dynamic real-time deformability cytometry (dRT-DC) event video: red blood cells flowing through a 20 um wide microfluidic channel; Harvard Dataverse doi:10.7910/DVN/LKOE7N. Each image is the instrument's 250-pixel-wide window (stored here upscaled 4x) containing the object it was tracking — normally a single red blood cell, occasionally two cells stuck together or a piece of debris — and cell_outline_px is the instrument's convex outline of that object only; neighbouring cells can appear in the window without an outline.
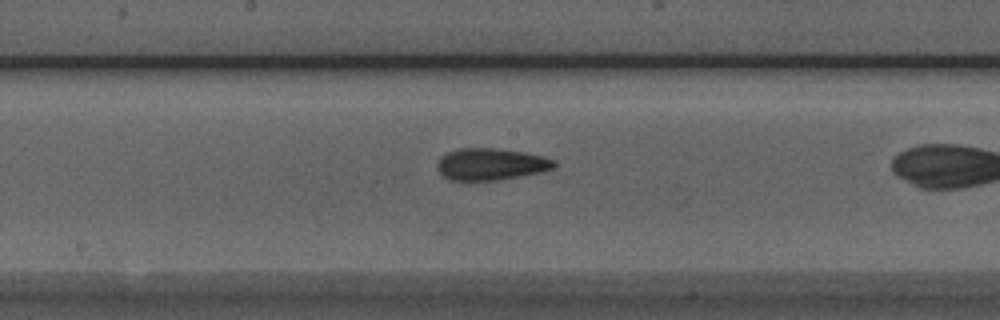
{"species": "Egyptian fruit bat (a non-hibernating species)", "species_latin": "Rousettus aegyptiacus", "temperature_condition": "room temperature", "stored_images_in_passage": 26, "camera_frame_rate_fps": 3000, "um_per_image_px": 0.085, "animal": {"sex": "male"}, "frame": {"image": 1, "passage_image": 15, "time_ms": 4.667, "image_size_px": [1000, 320], "cell_outline_px": [[556, 164], [552, 168], [540, 172], [496, 180], [452, 180], [444, 176], [436, 168], [436, 164], [440, 156], [456, 148], [496, 148], [524, 152], [544, 156], [552, 160]], "centroid_in_image_um": [41.67, 13.94], "position_along_channel_um": 206.5, "area_um2": 21.56}}
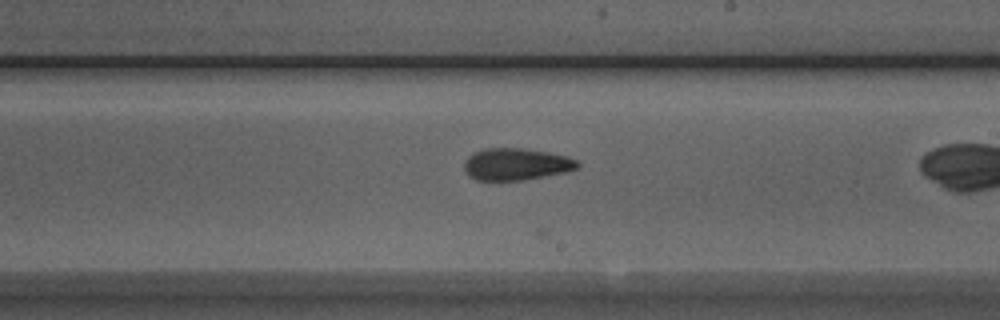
{"frame": {"image": 2, "passage_image": 18, "time_ms": 5.667, "image_size_px": [1000, 320], "cell_outline_px": [[580, 164], [576, 168], [564, 172], [524, 180], [476, 180], [468, 176], [464, 172], [464, 160], [472, 152], [484, 148], [520, 148], [548, 152], [568, 156], [580, 160]], "centroid_in_image_um": [43.84, 13.95], "position_along_channel_um": 245.2, "area_um2": 21.33}}
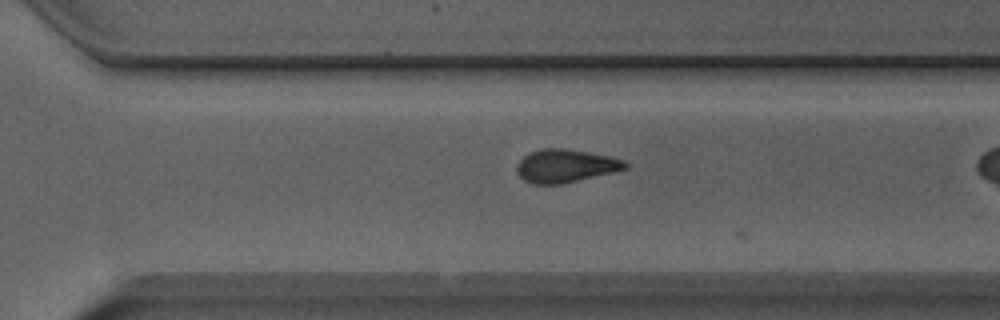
{"frame": {"image": 3, "passage_image": 24, "time_ms": 7.667, "image_size_px": [1000, 320], "cell_outline_px": [[628, 168], [616, 172], [560, 184], [532, 184], [524, 180], [520, 176], [516, 168], [520, 160], [524, 156], [540, 148], [564, 148], [612, 156], [624, 160], [628, 164]], "centroid_in_image_um": [48.11, 14.1], "position_along_channel_um": 322.5, "area_um2": 20.98}}